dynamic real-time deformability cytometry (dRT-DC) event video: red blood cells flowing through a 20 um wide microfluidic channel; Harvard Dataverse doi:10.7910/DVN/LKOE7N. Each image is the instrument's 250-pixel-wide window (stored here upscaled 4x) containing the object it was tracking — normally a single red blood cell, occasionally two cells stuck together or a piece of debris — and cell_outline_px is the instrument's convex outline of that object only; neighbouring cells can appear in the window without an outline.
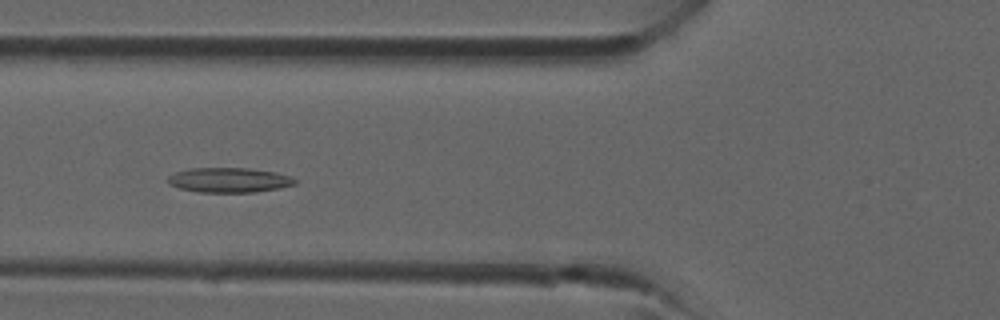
{"species": "common noctule bat (a hibernating species)", "species_latin": "Nyctalus noctula", "temperature_condition": "room temperature", "stored_images_in_passage": 33, "camera_frame_rate_fps": 3000, "um_per_image_px": 0.085, "animal": {"sex": "male", "forearm_length_mm": 52.5}, "frame": {"image": 1, "passage_image": 9, "time_ms": 2.667, "image_size_px": [1000, 320], "cell_outline_px": [[300, 180], [296, 184], [256, 192], [200, 192], [180, 188], [168, 184], [168, 176], [176, 172], [188, 168], [248, 168], [276, 172]], "centroid_in_image_um": [19.48, 15.3], "position_along_channel_um": 106.3, "area_um2": 18.32}}
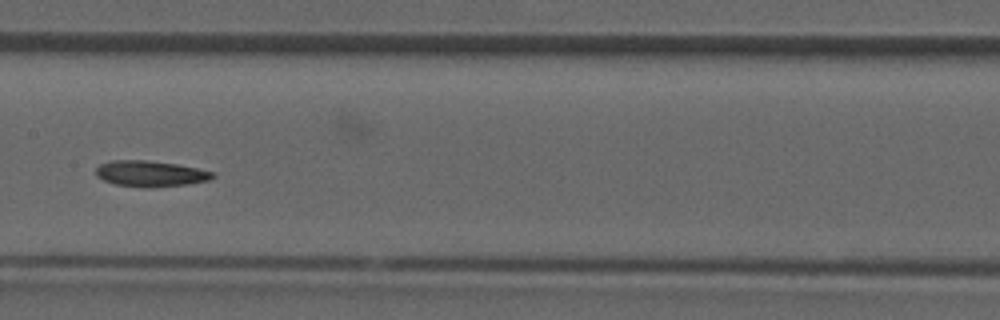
{"frame": {"image": 2, "passage_image": 14, "time_ms": 4.333, "image_size_px": [1000, 320], "cell_outline_px": [[216, 176], [208, 180], [188, 184], [148, 188], [144, 188], [116, 184], [104, 180], [96, 176], [96, 168], [100, 164], [112, 160], [148, 160], [176, 164], [216, 172]], "centroid_in_image_um": [12.79, 14.76], "position_along_channel_um": 194.6, "area_um2": 17.69}}
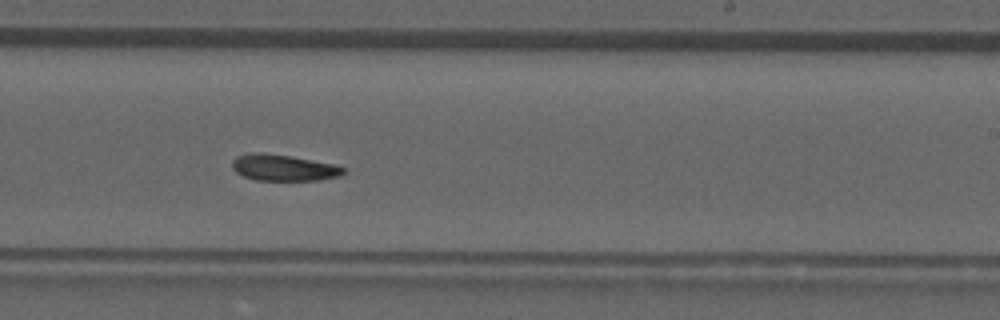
{"frame": {"image": 3, "passage_image": 18, "time_ms": 5.667, "image_size_px": [1000, 320], "cell_outline_px": [[344, 172], [340, 176], [320, 180], [256, 180], [244, 176], [236, 172], [232, 168], [232, 160], [236, 156], [252, 152], [264, 152], [288, 156], [332, 164], [344, 168]], "centroid_in_image_um": [24.04, 14.25], "position_along_channel_um": 265.0, "area_um2": 16.88}}